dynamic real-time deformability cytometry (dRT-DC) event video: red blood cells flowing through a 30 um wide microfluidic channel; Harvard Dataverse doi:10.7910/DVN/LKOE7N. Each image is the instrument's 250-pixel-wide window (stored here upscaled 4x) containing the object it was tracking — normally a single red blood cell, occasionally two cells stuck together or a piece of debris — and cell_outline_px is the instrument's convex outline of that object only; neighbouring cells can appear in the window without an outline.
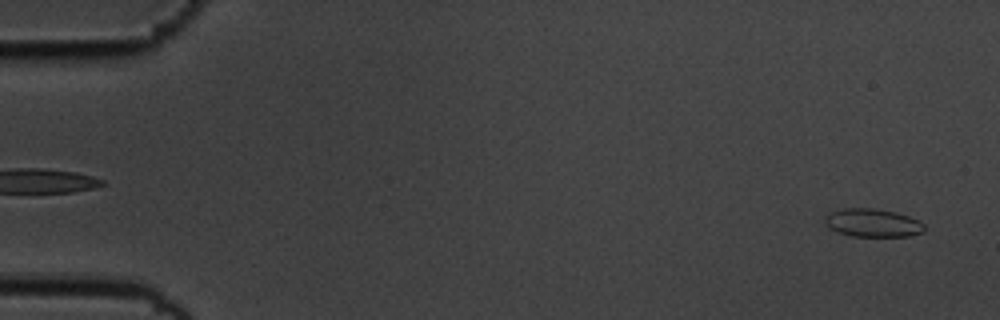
{"species": "common noctule bat (a hibernating species)", "species_latin": "Nyctalus noctula", "temperature_condition": "cold", "stored_images_in_passage": 55, "camera_frame_rate_fps": 3000, "um_per_image_px": 0.085, "animal": {"sex": "male", "body_mass_g": 19.5, "forearm_length_mm": 54.6}, "frame": {"image": 1, "passage_image": 2, "time_ms": 0.333, "image_size_px": [1000, 320], "cell_outline_px": [[924, 232], [908, 236], [852, 236], [836, 232], [828, 228], [824, 224], [824, 220], [828, 212], [844, 208], [872, 208], [896, 212], [920, 220], [924, 224]], "centroid_in_image_um": [74.15, 18.94], "position_along_channel_um": 10.9, "area_um2": 16.53}}
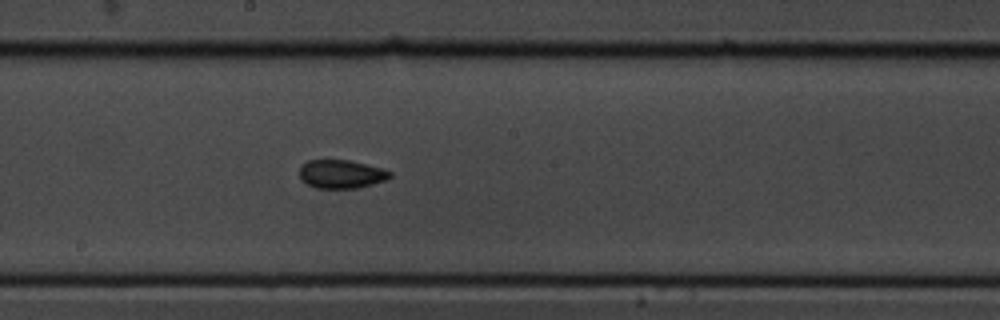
{"frame": {"image": 2, "passage_image": 30, "time_ms": 9.667, "image_size_px": [1000, 320], "cell_outline_px": [[392, 176], [388, 180], [360, 188], [316, 188], [300, 180], [300, 164], [308, 160], [348, 160], [380, 168], [392, 172]], "centroid_in_image_um": [29.01, 14.81], "position_along_channel_um": 219.2, "area_um2": 15.14}}
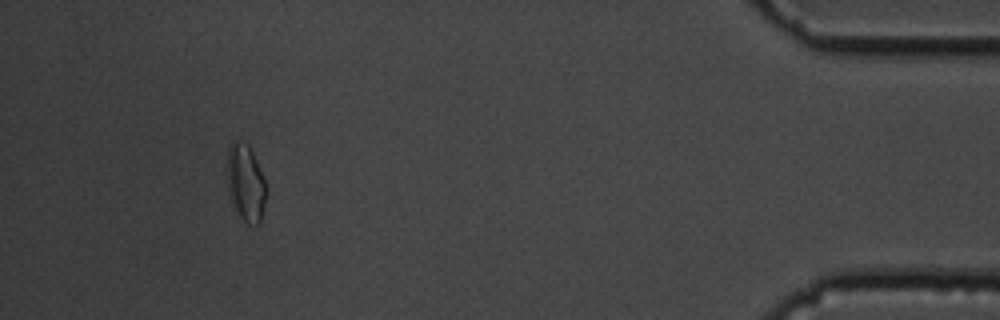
{"frame": {"image": 3, "passage_image": 51, "time_ms": 16.667, "image_size_px": [1000, 320], "cell_outline_px": [[268, 192], [260, 224], [248, 224], [240, 216], [232, 200], [228, 188], [228, 148], [232, 140], [240, 140], [248, 144], [256, 160], [268, 188]], "centroid_in_image_um": [20.92, 15.53], "position_along_channel_um": 414.3, "area_um2": 17.46}, "authors_computed_cell_mechanics": {"area_um2": 15.4904, "velocity_mm_per_s": 3.639, "shape_relaxation_time_tau1_ms": 4.787, "shape_relaxation_time_tau2_ms": 2.3973, "deformation_change_tau1": 0.1143, "deformation_change_tau2": 0.0562}}